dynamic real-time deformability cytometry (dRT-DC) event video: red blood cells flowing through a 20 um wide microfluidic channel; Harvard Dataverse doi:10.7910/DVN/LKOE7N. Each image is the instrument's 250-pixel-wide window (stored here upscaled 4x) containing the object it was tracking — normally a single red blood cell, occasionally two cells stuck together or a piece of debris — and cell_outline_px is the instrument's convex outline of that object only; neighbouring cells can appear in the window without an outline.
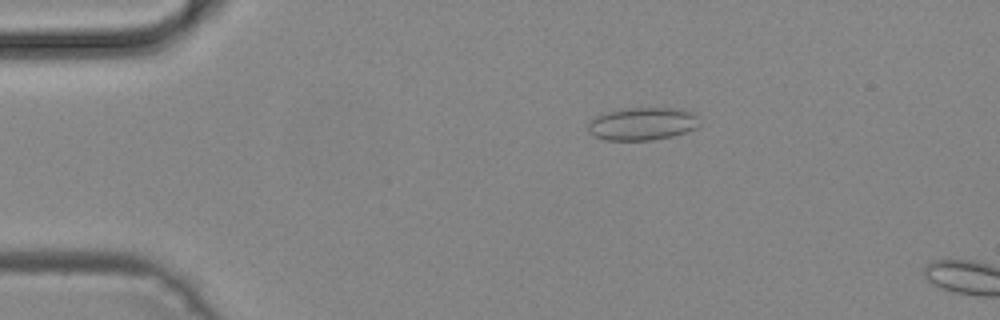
{"species": "common noctule bat (a hibernating species)", "species_latin": "Nyctalus noctula", "temperature_condition": "cold", "stored_images_in_passage": 9, "camera_frame_rate_fps": 3000, "um_per_image_px": 0.085, "animal": {"sex": "male", "body_mass_g": 19.2, "forearm_length_mm": 51.8}, "frame": {"image": 1, "passage_image": 6, "time_ms": 1.667, "image_size_px": [1000, 320], "cell_outline_px": [[700, 124], [696, 128], [688, 132], [672, 136], [652, 140], [604, 140], [592, 136], [588, 132], [588, 124], [596, 116], [608, 112], [624, 108], [684, 108], [692, 112], [696, 116]], "centroid_in_image_um": [54.62, 10.53], "position_along_channel_um": 30.4, "area_um2": 21.5}}